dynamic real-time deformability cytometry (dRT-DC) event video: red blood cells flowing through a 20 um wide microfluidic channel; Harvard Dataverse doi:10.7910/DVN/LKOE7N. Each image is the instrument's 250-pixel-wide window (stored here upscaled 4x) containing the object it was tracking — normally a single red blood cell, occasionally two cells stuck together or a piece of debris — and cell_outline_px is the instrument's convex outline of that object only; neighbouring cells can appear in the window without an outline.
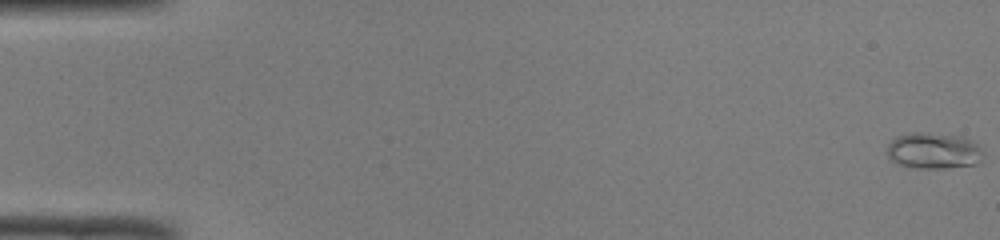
{"species": "common noctule bat (a hibernating species)", "species_latin": "Nyctalus noctula", "temperature_condition": "room temperature", "stored_images_in_passage": 51, "camera_frame_rate_fps": 3000, "um_per_image_px": 0.085, "animal": {"sex": "male", "body_mass_g": 19.0, "forearm_length_mm": 50.8}, "frame": {"image": 1, "passage_image": 1, "time_ms": 0.0, "image_size_px": [1000, 240], "cell_outline_px": [[984, 152], [980, 160], [976, 164], [944, 168], [916, 168], [896, 164], [888, 156], [888, 144], [892, 140], [900, 136], [912, 132], [924, 132], [960, 136], [972, 140]], "centroid_in_image_um": [79.36, 12.82], "position_along_channel_um": 5.6, "area_um2": 20.17}}
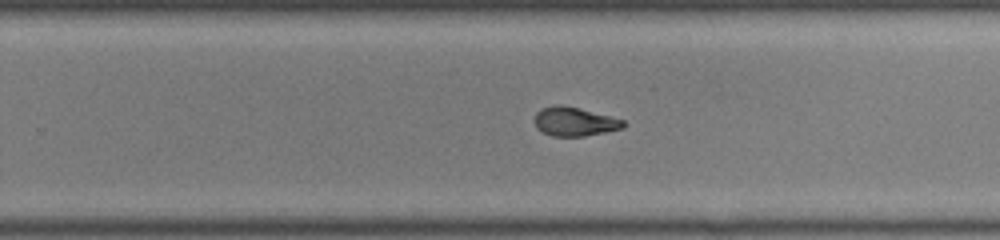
{"frame": {"image": 2, "passage_image": 33, "time_ms": 10.667, "image_size_px": [1000, 240], "cell_outline_px": [[624, 128], [584, 136], [552, 136], [536, 128], [536, 112], [540, 108], [556, 104], [560, 104], [580, 108], [624, 120]], "centroid_in_image_um": [48.82, 10.32], "position_along_channel_um": 281.0, "area_um2": 14.85}}
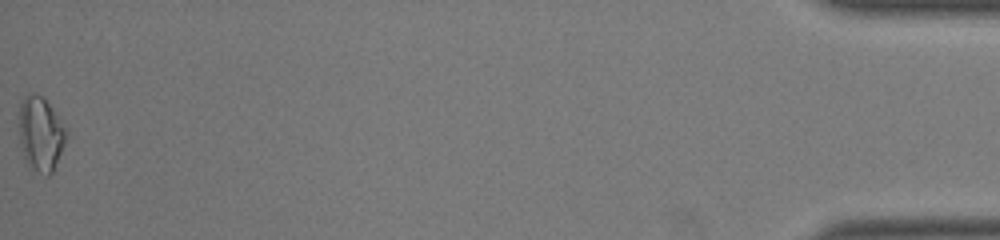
{"frame": {"image": 3, "passage_image": 51, "time_ms": 16.667, "image_size_px": [1000, 240], "cell_outline_px": [[68, 136], [52, 172], [48, 176], [28, 168], [24, 160], [20, 144], [20, 104], [24, 96], [28, 92], [32, 92], [44, 96], [68, 132]], "centroid_in_image_um": [3.45, 11.38], "position_along_channel_um": 431.8, "area_um2": 20.63}, "authors_computed_cell_mechanics": {"area_um2": 15.7216, "velocity_mm_per_s": 4.1112, "shape_relaxation_time_tau1_ms": null, "shape_relaxation_time_tau2_ms": 1.7718, "deformation_change_tau1": null, "deformation_change_tau2": 0.0734}}